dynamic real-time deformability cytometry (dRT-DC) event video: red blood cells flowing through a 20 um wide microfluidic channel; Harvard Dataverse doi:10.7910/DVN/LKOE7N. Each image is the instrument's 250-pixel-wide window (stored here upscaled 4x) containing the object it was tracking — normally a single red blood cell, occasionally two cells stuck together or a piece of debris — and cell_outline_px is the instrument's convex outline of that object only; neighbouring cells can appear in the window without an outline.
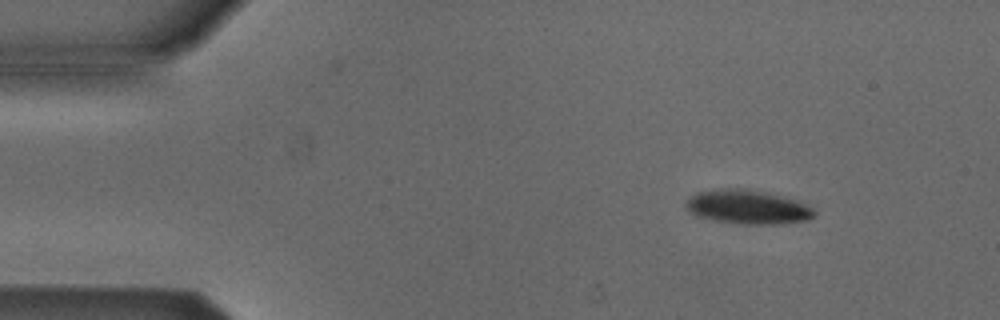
{"species": "Egyptian fruit bat (a non-hibernating species)", "species_latin": "Rousettus aegyptiacus", "temperature_condition": "cold", "stored_images_in_passage": 5, "camera_frame_rate_fps": 3000, "um_per_image_px": 0.085, "animal": {"sex": "male"}, "frame": {"image": 1, "passage_image": 2, "time_ms": 1.333, "image_size_px": [1000, 320], "cell_outline_px": [[816, 212], [808, 220], [784, 224], [744, 224], [716, 220], [700, 216], [688, 212], [684, 204], [688, 196], [696, 192], [716, 188], [748, 188], [796, 200], [812, 208]], "centroid_in_image_um": [63.5, 17.58], "position_along_channel_um": 21.5, "area_um2": 25.55}}
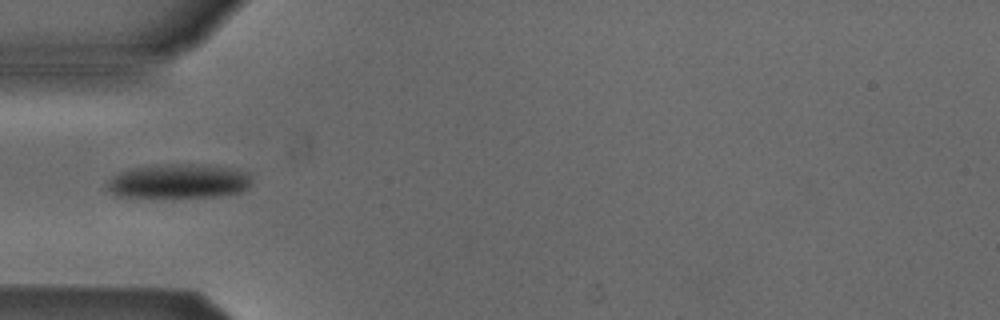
{"frame": {"image": 2, "passage_image": 5, "time_ms": 4.667, "image_size_px": [1000, 320], "cell_outline_px": [[252, 184], [248, 188], [240, 192], [216, 196], [112, 196], [108, 188], [108, 180], [112, 176], [120, 172], [132, 168], [172, 164], [192, 164], [232, 168], [248, 172], [252, 176]], "centroid_in_image_um": [15.23, 15.39], "position_along_channel_um": 69.8, "area_um2": 28.55}}